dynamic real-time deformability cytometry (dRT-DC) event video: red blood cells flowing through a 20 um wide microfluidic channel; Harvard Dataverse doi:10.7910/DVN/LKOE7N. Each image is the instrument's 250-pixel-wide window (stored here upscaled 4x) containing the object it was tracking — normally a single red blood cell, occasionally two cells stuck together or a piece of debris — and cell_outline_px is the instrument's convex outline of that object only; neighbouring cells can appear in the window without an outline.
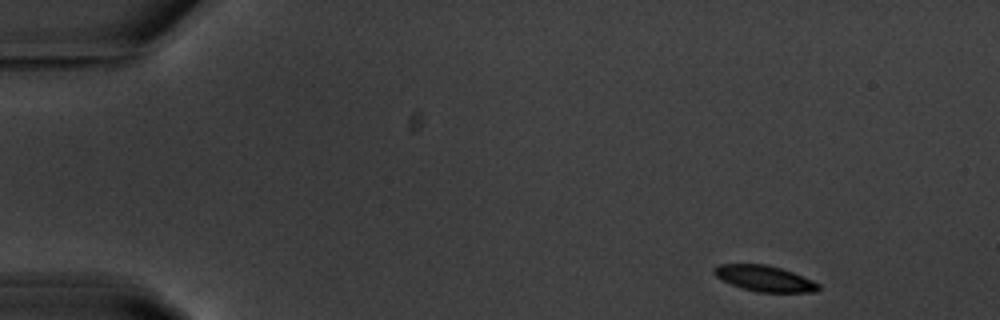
{"species": "common noctule bat (a hibernating species)", "species_latin": "Nyctalus noctula", "temperature_condition": "warm", "stored_images_in_passage": 51, "camera_frame_rate_fps": 3000, "um_per_image_px": 0.085, "animal": {"sex": "male", "body_mass_g": 20.1, "forearm_length_mm": 53.5}, "frame": {"image": 1, "passage_image": 1, "time_ms": 0.0, "image_size_px": [1000, 320], "cell_outline_px": [[820, 288], [816, 292], [756, 292], [732, 284], [716, 276], [712, 272], [712, 268], [720, 264], [768, 264], [792, 272], [812, 280], [820, 284]], "centroid_in_image_um": [64.99, 23.66], "position_along_channel_um": 20.0, "area_um2": 15.61}}
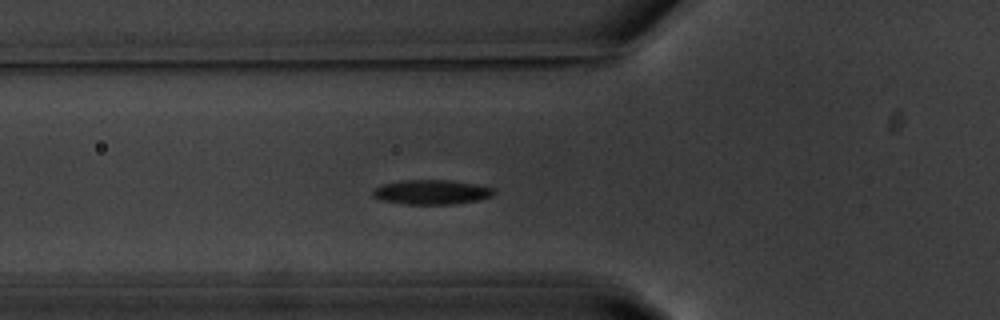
{"frame": {"image": 2, "passage_image": 15, "time_ms": 4.667, "image_size_px": [1000, 320], "cell_outline_px": [[496, 192], [492, 196], [480, 200], [456, 204], [404, 204], [380, 200], [372, 196], [372, 192], [376, 188], [384, 184], [400, 180], [452, 180], [476, 184], [496, 188]], "centroid_in_image_um": [36.73, 16.33], "position_along_channel_um": 89.1, "area_um2": 17.57}}
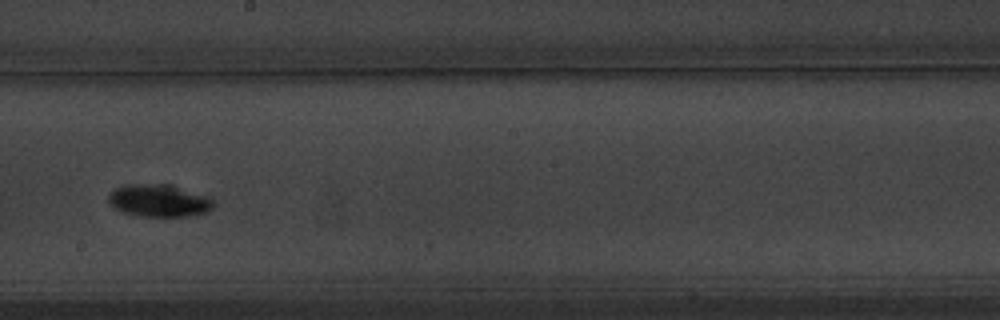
{"frame": {"image": 3, "passage_image": 27, "time_ms": 8.667, "image_size_px": [1000, 320], "cell_outline_px": [[216, 204], [208, 212], [196, 216], [136, 216], [120, 212], [108, 200], [108, 196], [116, 188], [128, 184], [144, 184], [172, 188], [204, 196], [212, 200]], "centroid_in_image_um": [13.47, 17.12], "position_along_channel_um": 234.7, "area_um2": 19.02}, "authors_computed_cell_mechanics": {"area_um2": 16.8198, "velocity_mm_per_s": 3.6291, "shape_relaxation_time_tau1_ms": 1.9819, "shape_relaxation_time_tau2_ms": 7.0541, "deformation_change_tau1": 0.098, "deformation_change_tau2": 0.1028}}